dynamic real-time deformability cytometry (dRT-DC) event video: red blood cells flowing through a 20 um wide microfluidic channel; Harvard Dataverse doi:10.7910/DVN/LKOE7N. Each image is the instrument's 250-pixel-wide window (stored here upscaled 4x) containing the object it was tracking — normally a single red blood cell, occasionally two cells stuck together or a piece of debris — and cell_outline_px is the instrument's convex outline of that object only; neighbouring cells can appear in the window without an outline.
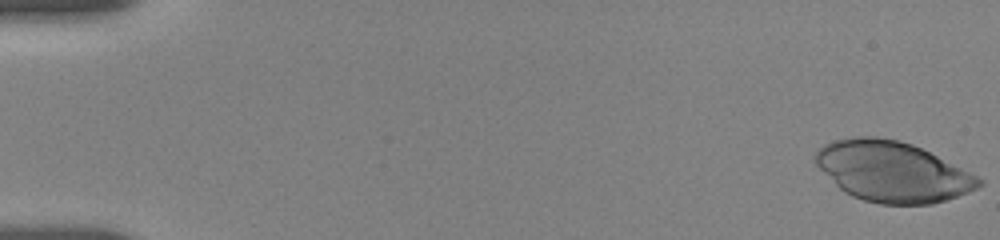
{"species": "human", "species_latin": "Homo sapiens", "temperature_condition": "room temperature", "stored_images_in_passage": 20, "camera_frame_rate_fps": 3000, "um_per_image_px": 0.085, "donor": {"sex": "female"}, "frame": {"image": 1, "passage_image": 1, "time_ms": 0.0, "image_size_px": [1000, 240], "cell_outline_px": [[984, 184], [968, 192], [932, 204], [880, 204], [864, 200], [852, 196], [844, 192], [812, 160], [816, 152], [824, 144], [836, 140], [852, 136], [876, 136], [900, 140], [912, 144], [984, 180]], "centroid_in_image_um": [75.81, 14.58], "position_along_channel_um": 9.2, "area_um2": 56.88}}
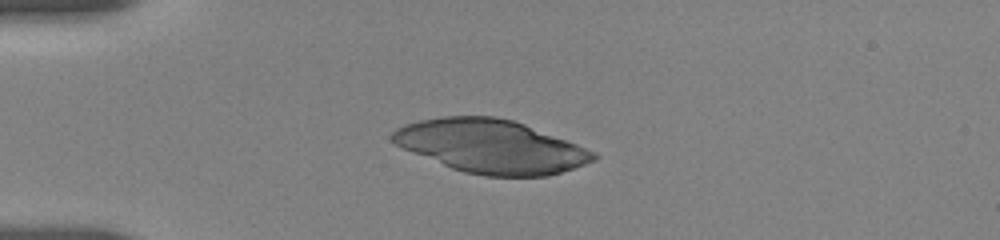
{"frame": {"image": 2, "passage_image": 15, "time_ms": 4.333, "image_size_px": [1000, 240], "cell_outline_px": [[600, 156], [596, 160], [548, 176], [484, 176], [464, 172], [452, 168], [412, 152], [396, 144], [392, 140], [392, 132], [396, 128], [404, 124], [420, 120], [444, 116], [496, 116], [512, 120], [524, 124], [576, 144], [596, 152]], "centroid_in_image_um": [41.73, 12.44], "position_along_channel_um": 43.3, "area_um2": 61.96}}